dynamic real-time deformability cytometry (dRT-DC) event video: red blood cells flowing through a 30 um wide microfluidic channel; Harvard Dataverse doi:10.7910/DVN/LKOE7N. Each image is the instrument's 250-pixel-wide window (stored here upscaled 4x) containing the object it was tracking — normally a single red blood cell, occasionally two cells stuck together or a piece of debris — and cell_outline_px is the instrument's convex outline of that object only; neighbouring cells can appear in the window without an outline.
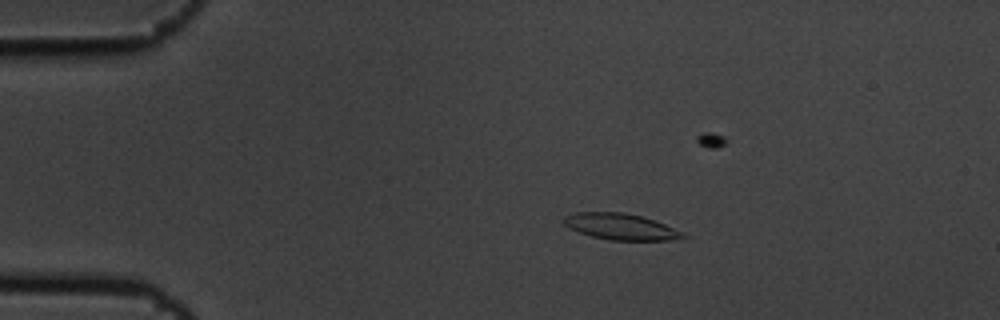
{"species": "common noctule bat (a hibernating species)", "species_latin": "Nyctalus noctula", "temperature_condition": "cold", "stored_images_in_passage": 4, "camera_frame_rate_fps": 3000, "um_per_image_px": 0.085, "animal": {"sex": "male", "body_mass_g": 19.5, "forearm_length_mm": 54.6}, "frame": {"image": 1, "passage_image": 3, "time_ms": 0.667, "image_size_px": [1000, 320], "cell_outline_px": [[688, 236], [672, 240], [612, 240], [592, 236], [568, 228], [560, 220], [564, 216], [576, 212], [624, 212], [656, 220], [684, 232]], "centroid_in_image_um": [52.76, 19.25], "position_along_channel_um": 32.2, "area_um2": 18.32}}